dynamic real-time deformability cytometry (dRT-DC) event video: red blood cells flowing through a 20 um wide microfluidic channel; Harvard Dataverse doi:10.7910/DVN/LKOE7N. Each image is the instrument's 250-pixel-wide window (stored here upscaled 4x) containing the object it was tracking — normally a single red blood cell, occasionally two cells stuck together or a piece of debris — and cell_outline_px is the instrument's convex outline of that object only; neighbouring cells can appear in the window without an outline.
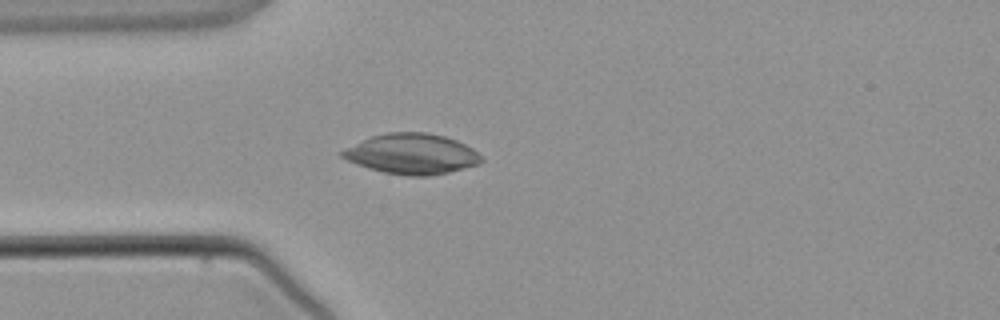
{"species": "common noctule bat (a hibernating species)", "species_latin": "Nyctalus noctula", "temperature_condition": "warm", "stored_images_in_passage": 3, "camera_frame_rate_fps": 3000, "um_per_image_px": 0.085, "animal": {"sex": "male", "body_mass_g": 21.5, "forearm_length_mm": 52.0}, "frame": {"image": 1, "passage_image": 3, "time_ms": 2.333, "image_size_px": [1000, 320], "cell_outline_px": [[484, 160], [480, 164], [448, 172], [428, 176], [408, 176], [384, 172], [368, 168], [356, 164], [340, 156], [340, 152], [372, 136], [388, 132], [424, 132], [444, 136], [456, 140], [472, 148]], "centroid_in_image_um": [35.03, 13.09], "position_along_channel_um": 50.0, "area_um2": 32.37}}